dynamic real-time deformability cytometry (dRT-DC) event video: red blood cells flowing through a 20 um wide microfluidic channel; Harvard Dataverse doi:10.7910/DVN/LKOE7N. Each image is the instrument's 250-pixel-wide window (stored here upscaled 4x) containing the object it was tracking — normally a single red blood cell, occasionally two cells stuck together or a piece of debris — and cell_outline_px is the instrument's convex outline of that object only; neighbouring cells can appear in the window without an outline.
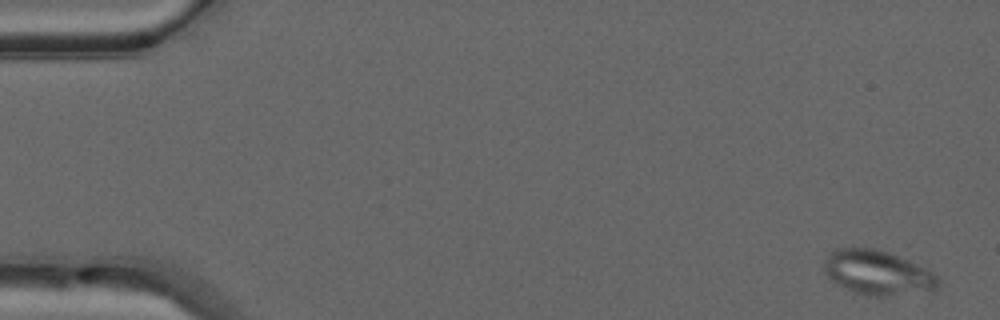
{"species": "common noctule bat (a hibernating species)", "species_latin": "Nyctalus noctula", "temperature_condition": "warm", "stored_images_in_passage": 50, "camera_frame_rate_fps": 3000, "um_per_image_px": 0.085, "animal": {"sex": "male", "forearm_length_mm": 52.5}, "frame": {"image": 1, "passage_image": 2, "time_ms": 0.333, "image_size_px": [1000, 320], "cell_outline_px": [[940, 288], [936, 292], [884, 296], [868, 296], [856, 292], [832, 280], [824, 272], [824, 260], [836, 248], [876, 248], [888, 252], [908, 260], [932, 272], [940, 280]], "centroid_in_image_um": [74.67, 23.2], "position_along_channel_um": 10.3, "area_um2": 29.65}}
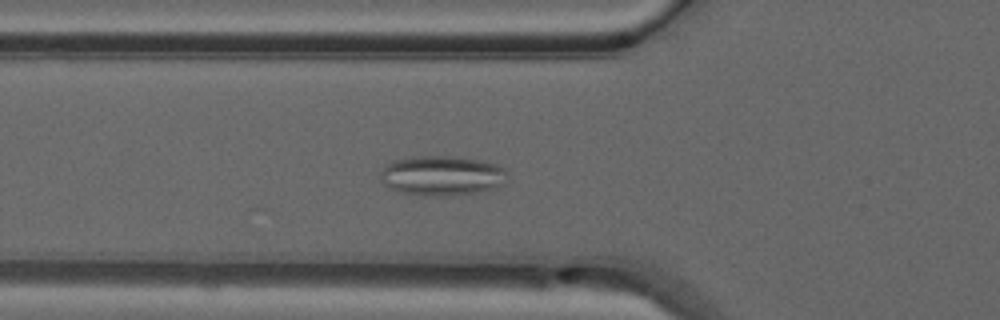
{"frame": {"image": 2, "passage_image": 18, "time_ms": 5.667, "image_size_px": [1000, 320], "cell_outline_px": [[508, 172], [504, 184], [496, 188], [476, 192], [444, 196], [424, 196], [400, 192], [384, 184], [380, 180], [380, 172], [392, 160], [412, 156], [456, 156], [484, 160], [496, 164], [504, 168]], "centroid_in_image_um": [37.58, 14.92], "position_along_channel_um": 88.2, "area_um2": 29.82}}
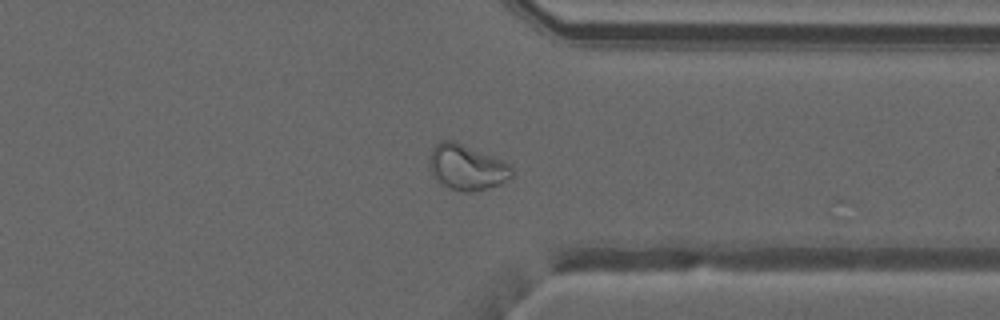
{"frame": {"image": 3, "passage_image": 39, "time_ms": 12.667, "image_size_px": [1000, 320], "cell_outline_px": [[512, 176], [500, 184], [472, 192], [464, 192], [440, 184], [432, 176], [428, 164], [428, 156], [432, 148], [440, 140], [456, 140], [504, 160], [512, 164]], "centroid_in_image_um": [39.65, 14.18], "position_along_channel_um": 371.8, "area_um2": 22.37}, "authors_computed_cell_mechanics": {"area_um2": 24.5072, "velocity_mm_per_s": 4.0677, "shape_relaxation_time_tau1_ms": null, "shape_relaxation_time_tau2_ms": 1.5504, "deformation_change_tau1": null, "deformation_change_tau2": 0.0693}}